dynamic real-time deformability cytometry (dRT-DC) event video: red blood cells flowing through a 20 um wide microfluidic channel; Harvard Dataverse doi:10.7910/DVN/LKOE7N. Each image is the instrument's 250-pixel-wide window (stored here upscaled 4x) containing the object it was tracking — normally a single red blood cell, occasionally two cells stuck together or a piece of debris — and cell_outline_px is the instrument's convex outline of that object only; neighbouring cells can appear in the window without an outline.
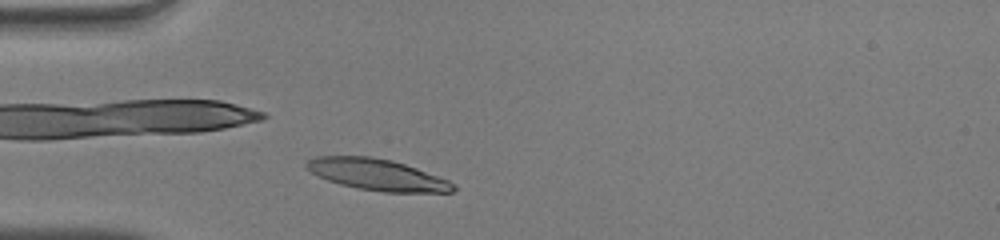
{"species": "human", "species_latin": "Homo sapiens", "temperature_condition": "warm", "stored_images_in_passage": 36, "camera_frame_rate_fps": 3000, "um_per_image_px": 0.085, "donor": {"sex": "male"}, "frame": {"image": 1, "passage_image": 3, "time_ms": 0.667, "image_size_px": [1000, 240], "cell_outline_px": [[456, 188], [452, 192], [384, 192], [356, 188], [340, 184], [328, 180], [304, 168], [304, 164], [308, 160], [316, 156], [372, 156], [392, 160], [416, 168], [448, 180], [456, 184]], "centroid_in_image_um": [32.04, 14.84], "position_along_channel_um": 53.0, "area_um2": 26.76}}
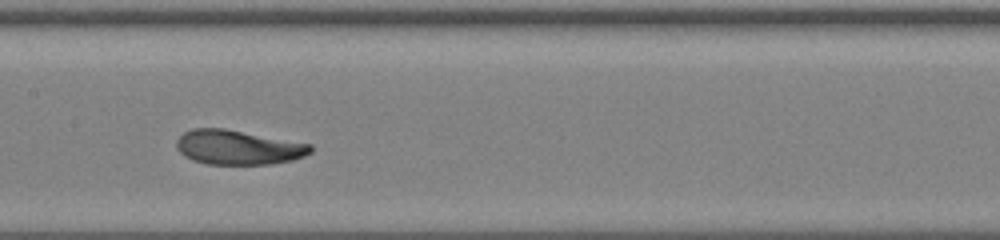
{"frame": {"image": 2, "passage_image": 14, "time_ms": 4.333, "image_size_px": [1000, 240], "cell_outline_px": [[312, 152], [304, 156], [292, 160], [272, 164], [208, 164], [192, 160], [184, 156], [176, 148], [176, 140], [184, 132], [192, 128], [224, 128], [312, 144]], "centroid_in_image_um": [20.23, 12.52], "position_along_channel_um": 187.2, "area_um2": 27.05}}
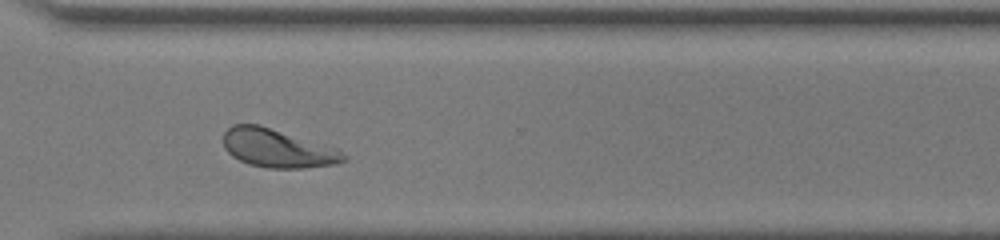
{"frame": {"image": 3, "passage_image": 26, "time_ms": 8.333, "image_size_px": [1000, 240], "cell_outline_px": [[348, 160], [340, 164], [304, 168], [268, 168], [248, 164], [232, 156], [224, 148], [224, 132], [232, 124], [260, 124], [340, 148], [348, 156]], "centroid_in_image_um": [23.68, 12.6], "position_along_channel_um": 346.9, "area_um2": 27.63}, "authors_computed_cell_mechanics": {"area_um2": 27.2816, "velocity_mm_per_s": 3.9945, "shape_relaxation_time_tau1_ms": 3.122, "shape_relaxation_time_tau2_ms": 1.3803, "deformation_change_tau1": 0.1754, "deformation_change_tau2": 0.0535}}